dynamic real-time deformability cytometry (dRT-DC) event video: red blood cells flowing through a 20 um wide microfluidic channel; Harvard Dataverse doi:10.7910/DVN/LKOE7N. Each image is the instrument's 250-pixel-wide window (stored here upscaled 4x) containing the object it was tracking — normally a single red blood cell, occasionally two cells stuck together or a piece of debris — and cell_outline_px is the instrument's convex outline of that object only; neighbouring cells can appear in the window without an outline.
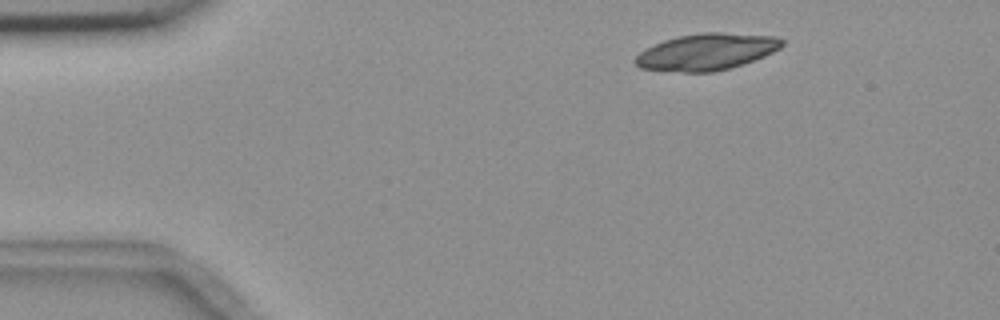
{"species": "common noctule bat (a hibernating species)", "species_latin": "Nyctalus noctula", "temperature_condition": "room temperature", "stored_images_in_passage": 4, "camera_frame_rate_fps": 3000, "um_per_image_px": 0.085, "animal": {"sex": "female", "body_mass_g": 18.4}, "frame": {"image": 1, "passage_image": 2, "time_ms": 1.333, "image_size_px": [1000, 320], "cell_outline_px": [[784, 44], [780, 48], [764, 56], [728, 68], [712, 72], [684, 72], [640, 68], [632, 60], [640, 52], [664, 40], [680, 36], [704, 32], [720, 32], [776, 36], [784, 40]], "centroid_in_image_um": [60.07, 4.4], "position_along_channel_um": 24.9, "area_um2": 30.92}}